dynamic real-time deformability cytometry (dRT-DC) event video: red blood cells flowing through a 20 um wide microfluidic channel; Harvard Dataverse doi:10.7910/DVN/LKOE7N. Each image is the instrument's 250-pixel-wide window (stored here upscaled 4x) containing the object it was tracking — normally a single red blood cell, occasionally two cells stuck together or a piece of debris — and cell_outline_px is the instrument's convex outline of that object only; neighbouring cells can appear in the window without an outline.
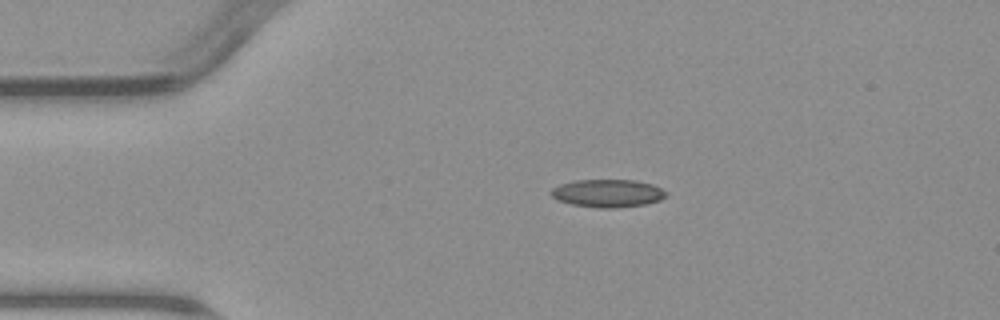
{"species": "common noctule bat (a hibernating species)", "species_latin": "Nyctalus noctula", "temperature_condition": "warm", "stored_images_in_passage": 2, "camera_frame_rate_fps": 3000, "um_per_image_px": 0.085, "animal": {"sex": "male", "body_mass_g": 23.1, "forearm_length_mm": 52.7}, "frame": {"image": 1, "passage_image": 1, "time_ms": 0.0, "image_size_px": [1000, 320], "cell_outline_px": [[668, 192], [660, 200], [644, 204], [616, 208], [596, 208], [572, 204], [556, 200], [548, 192], [552, 188], [560, 184], [576, 180], [636, 180], [652, 184]], "centroid_in_image_um": [51.61, 16.43], "position_along_channel_um": 33.4, "area_um2": 18.73}}